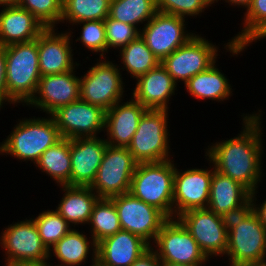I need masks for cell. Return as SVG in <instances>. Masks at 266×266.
Returning a JSON list of instances; mask_svg holds the SVG:
<instances>
[{"mask_svg": "<svg viewBox=\"0 0 266 266\" xmlns=\"http://www.w3.org/2000/svg\"><path fill=\"white\" fill-rule=\"evenodd\" d=\"M244 28L225 46L233 56L239 54L266 28V0H253L246 10Z\"/></svg>", "mask_w": 266, "mask_h": 266, "instance_id": "obj_28", "label": "cell"}, {"mask_svg": "<svg viewBox=\"0 0 266 266\" xmlns=\"http://www.w3.org/2000/svg\"><path fill=\"white\" fill-rule=\"evenodd\" d=\"M46 28L37 37L39 71L41 76L61 74L75 69L70 45L71 32L55 33ZM74 66V67H73Z\"/></svg>", "mask_w": 266, "mask_h": 266, "instance_id": "obj_19", "label": "cell"}, {"mask_svg": "<svg viewBox=\"0 0 266 266\" xmlns=\"http://www.w3.org/2000/svg\"><path fill=\"white\" fill-rule=\"evenodd\" d=\"M155 252L161 262L202 266L208 258L183 224L169 218L158 232Z\"/></svg>", "mask_w": 266, "mask_h": 266, "instance_id": "obj_10", "label": "cell"}, {"mask_svg": "<svg viewBox=\"0 0 266 266\" xmlns=\"http://www.w3.org/2000/svg\"><path fill=\"white\" fill-rule=\"evenodd\" d=\"M118 213L122 230L140 236L150 245L162 225L169 219L158 208L135 198L130 192L110 198Z\"/></svg>", "mask_w": 266, "mask_h": 266, "instance_id": "obj_11", "label": "cell"}, {"mask_svg": "<svg viewBox=\"0 0 266 266\" xmlns=\"http://www.w3.org/2000/svg\"><path fill=\"white\" fill-rule=\"evenodd\" d=\"M46 27L20 6H6L0 12V46L35 40Z\"/></svg>", "mask_w": 266, "mask_h": 266, "instance_id": "obj_24", "label": "cell"}, {"mask_svg": "<svg viewBox=\"0 0 266 266\" xmlns=\"http://www.w3.org/2000/svg\"><path fill=\"white\" fill-rule=\"evenodd\" d=\"M185 18L157 11L140 31L141 38L153 54L162 61L195 33H185Z\"/></svg>", "mask_w": 266, "mask_h": 266, "instance_id": "obj_15", "label": "cell"}, {"mask_svg": "<svg viewBox=\"0 0 266 266\" xmlns=\"http://www.w3.org/2000/svg\"><path fill=\"white\" fill-rule=\"evenodd\" d=\"M104 25L107 52L110 47L121 49L140 36V30L136 26L114 20L109 16L104 20Z\"/></svg>", "mask_w": 266, "mask_h": 266, "instance_id": "obj_36", "label": "cell"}, {"mask_svg": "<svg viewBox=\"0 0 266 266\" xmlns=\"http://www.w3.org/2000/svg\"><path fill=\"white\" fill-rule=\"evenodd\" d=\"M45 266H52V265H50V264L47 262ZM56 266H64V265H56Z\"/></svg>", "mask_w": 266, "mask_h": 266, "instance_id": "obj_49", "label": "cell"}, {"mask_svg": "<svg viewBox=\"0 0 266 266\" xmlns=\"http://www.w3.org/2000/svg\"><path fill=\"white\" fill-rule=\"evenodd\" d=\"M211 4H213L214 2H216V0H208Z\"/></svg>", "mask_w": 266, "mask_h": 266, "instance_id": "obj_50", "label": "cell"}, {"mask_svg": "<svg viewBox=\"0 0 266 266\" xmlns=\"http://www.w3.org/2000/svg\"><path fill=\"white\" fill-rule=\"evenodd\" d=\"M157 12L156 0H111L109 17L133 26L148 22Z\"/></svg>", "mask_w": 266, "mask_h": 266, "instance_id": "obj_32", "label": "cell"}, {"mask_svg": "<svg viewBox=\"0 0 266 266\" xmlns=\"http://www.w3.org/2000/svg\"><path fill=\"white\" fill-rule=\"evenodd\" d=\"M83 24L82 33L76 40L95 53L100 52V57L107 53L106 34L104 20H89L80 22Z\"/></svg>", "mask_w": 266, "mask_h": 266, "instance_id": "obj_37", "label": "cell"}, {"mask_svg": "<svg viewBox=\"0 0 266 266\" xmlns=\"http://www.w3.org/2000/svg\"><path fill=\"white\" fill-rule=\"evenodd\" d=\"M65 192L56 211L70 224H87L90 221L98 195L90 186L62 185Z\"/></svg>", "mask_w": 266, "mask_h": 266, "instance_id": "obj_25", "label": "cell"}, {"mask_svg": "<svg viewBox=\"0 0 266 266\" xmlns=\"http://www.w3.org/2000/svg\"><path fill=\"white\" fill-rule=\"evenodd\" d=\"M187 92L199 99L223 101L231 95L230 84L215 63L185 83Z\"/></svg>", "mask_w": 266, "mask_h": 266, "instance_id": "obj_26", "label": "cell"}, {"mask_svg": "<svg viewBox=\"0 0 266 266\" xmlns=\"http://www.w3.org/2000/svg\"><path fill=\"white\" fill-rule=\"evenodd\" d=\"M85 236L86 235L78 232L76 229H71L52 247V250L49 251H53L52 253H54V256L60 260V263H62L61 265H81V263H85L91 247L94 254H96L97 247L93 240L92 242H89Z\"/></svg>", "mask_w": 266, "mask_h": 266, "instance_id": "obj_29", "label": "cell"}, {"mask_svg": "<svg viewBox=\"0 0 266 266\" xmlns=\"http://www.w3.org/2000/svg\"><path fill=\"white\" fill-rule=\"evenodd\" d=\"M20 0H0V6H17Z\"/></svg>", "mask_w": 266, "mask_h": 266, "instance_id": "obj_43", "label": "cell"}, {"mask_svg": "<svg viewBox=\"0 0 266 266\" xmlns=\"http://www.w3.org/2000/svg\"><path fill=\"white\" fill-rule=\"evenodd\" d=\"M174 173L175 165L171 159L138 163L129 192L135 198L158 208L168 218H174Z\"/></svg>", "mask_w": 266, "mask_h": 266, "instance_id": "obj_4", "label": "cell"}, {"mask_svg": "<svg viewBox=\"0 0 266 266\" xmlns=\"http://www.w3.org/2000/svg\"><path fill=\"white\" fill-rule=\"evenodd\" d=\"M96 246V260L105 266H130L151 247L140 236L122 229Z\"/></svg>", "mask_w": 266, "mask_h": 266, "instance_id": "obj_21", "label": "cell"}, {"mask_svg": "<svg viewBox=\"0 0 266 266\" xmlns=\"http://www.w3.org/2000/svg\"><path fill=\"white\" fill-rule=\"evenodd\" d=\"M243 266H266V261L263 262H256V263H250Z\"/></svg>", "mask_w": 266, "mask_h": 266, "instance_id": "obj_46", "label": "cell"}, {"mask_svg": "<svg viewBox=\"0 0 266 266\" xmlns=\"http://www.w3.org/2000/svg\"><path fill=\"white\" fill-rule=\"evenodd\" d=\"M88 224H91V239L96 244L121 230L114 202L108 198H99L94 204Z\"/></svg>", "mask_w": 266, "mask_h": 266, "instance_id": "obj_31", "label": "cell"}, {"mask_svg": "<svg viewBox=\"0 0 266 266\" xmlns=\"http://www.w3.org/2000/svg\"><path fill=\"white\" fill-rule=\"evenodd\" d=\"M261 115L246 114L243 131L239 136L214 143L205 156L214 164V169L224 176L239 182L250 192L256 191L262 176Z\"/></svg>", "mask_w": 266, "mask_h": 266, "instance_id": "obj_1", "label": "cell"}, {"mask_svg": "<svg viewBox=\"0 0 266 266\" xmlns=\"http://www.w3.org/2000/svg\"><path fill=\"white\" fill-rule=\"evenodd\" d=\"M33 220L48 250L71 230L69 223L56 210L44 211Z\"/></svg>", "mask_w": 266, "mask_h": 266, "instance_id": "obj_34", "label": "cell"}, {"mask_svg": "<svg viewBox=\"0 0 266 266\" xmlns=\"http://www.w3.org/2000/svg\"><path fill=\"white\" fill-rule=\"evenodd\" d=\"M177 219L195 239L200 249L209 256L225 255L228 246L227 218L208 208L192 209Z\"/></svg>", "mask_w": 266, "mask_h": 266, "instance_id": "obj_9", "label": "cell"}, {"mask_svg": "<svg viewBox=\"0 0 266 266\" xmlns=\"http://www.w3.org/2000/svg\"><path fill=\"white\" fill-rule=\"evenodd\" d=\"M5 266H38L34 264H13V263H6Z\"/></svg>", "mask_w": 266, "mask_h": 266, "instance_id": "obj_48", "label": "cell"}, {"mask_svg": "<svg viewBox=\"0 0 266 266\" xmlns=\"http://www.w3.org/2000/svg\"><path fill=\"white\" fill-rule=\"evenodd\" d=\"M92 257H93L92 258L93 263L91 264L92 266H105V265H103L102 263H100L99 261L96 260V254H93Z\"/></svg>", "mask_w": 266, "mask_h": 266, "instance_id": "obj_44", "label": "cell"}, {"mask_svg": "<svg viewBox=\"0 0 266 266\" xmlns=\"http://www.w3.org/2000/svg\"><path fill=\"white\" fill-rule=\"evenodd\" d=\"M161 266H190V265L161 262Z\"/></svg>", "mask_w": 266, "mask_h": 266, "instance_id": "obj_47", "label": "cell"}, {"mask_svg": "<svg viewBox=\"0 0 266 266\" xmlns=\"http://www.w3.org/2000/svg\"><path fill=\"white\" fill-rule=\"evenodd\" d=\"M219 0H216V2ZM226 2L230 3L231 5H238V6H245V8H249L253 0H225Z\"/></svg>", "mask_w": 266, "mask_h": 266, "instance_id": "obj_42", "label": "cell"}, {"mask_svg": "<svg viewBox=\"0 0 266 266\" xmlns=\"http://www.w3.org/2000/svg\"><path fill=\"white\" fill-rule=\"evenodd\" d=\"M63 0H20L18 6L32 13L46 28L61 22Z\"/></svg>", "mask_w": 266, "mask_h": 266, "instance_id": "obj_35", "label": "cell"}, {"mask_svg": "<svg viewBox=\"0 0 266 266\" xmlns=\"http://www.w3.org/2000/svg\"><path fill=\"white\" fill-rule=\"evenodd\" d=\"M217 49V46L205 38L194 35L160 63L176 83L182 80L185 84L190 78L216 63Z\"/></svg>", "mask_w": 266, "mask_h": 266, "instance_id": "obj_13", "label": "cell"}, {"mask_svg": "<svg viewBox=\"0 0 266 266\" xmlns=\"http://www.w3.org/2000/svg\"><path fill=\"white\" fill-rule=\"evenodd\" d=\"M73 71L41 76L35 96L26 105H34L51 115L59 107L79 100L80 78Z\"/></svg>", "mask_w": 266, "mask_h": 266, "instance_id": "obj_17", "label": "cell"}, {"mask_svg": "<svg viewBox=\"0 0 266 266\" xmlns=\"http://www.w3.org/2000/svg\"><path fill=\"white\" fill-rule=\"evenodd\" d=\"M138 162L127 147L107 145L95 181L90 188L99 198L128 193Z\"/></svg>", "mask_w": 266, "mask_h": 266, "instance_id": "obj_7", "label": "cell"}, {"mask_svg": "<svg viewBox=\"0 0 266 266\" xmlns=\"http://www.w3.org/2000/svg\"><path fill=\"white\" fill-rule=\"evenodd\" d=\"M6 90L14 102L28 103L35 96L41 74L37 38L33 41L5 46Z\"/></svg>", "mask_w": 266, "mask_h": 266, "instance_id": "obj_3", "label": "cell"}, {"mask_svg": "<svg viewBox=\"0 0 266 266\" xmlns=\"http://www.w3.org/2000/svg\"><path fill=\"white\" fill-rule=\"evenodd\" d=\"M168 110L147 109L139 120L129 146L138 163L170 160Z\"/></svg>", "mask_w": 266, "mask_h": 266, "instance_id": "obj_6", "label": "cell"}, {"mask_svg": "<svg viewBox=\"0 0 266 266\" xmlns=\"http://www.w3.org/2000/svg\"><path fill=\"white\" fill-rule=\"evenodd\" d=\"M120 68L110 61H99L80 78V99L107 111L122 100L124 87Z\"/></svg>", "mask_w": 266, "mask_h": 266, "instance_id": "obj_12", "label": "cell"}, {"mask_svg": "<svg viewBox=\"0 0 266 266\" xmlns=\"http://www.w3.org/2000/svg\"><path fill=\"white\" fill-rule=\"evenodd\" d=\"M227 225L230 266L266 261V229L251 207L227 218Z\"/></svg>", "mask_w": 266, "mask_h": 266, "instance_id": "obj_2", "label": "cell"}, {"mask_svg": "<svg viewBox=\"0 0 266 266\" xmlns=\"http://www.w3.org/2000/svg\"><path fill=\"white\" fill-rule=\"evenodd\" d=\"M256 191L251 192L250 194V207L251 209L257 214L260 222L263 224V226L266 229V199L264 200V202L261 204V206L259 207L258 205H256V203L254 204V200H256ZM258 206V207H256Z\"/></svg>", "mask_w": 266, "mask_h": 266, "instance_id": "obj_41", "label": "cell"}, {"mask_svg": "<svg viewBox=\"0 0 266 266\" xmlns=\"http://www.w3.org/2000/svg\"><path fill=\"white\" fill-rule=\"evenodd\" d=\"M250 194L242 184L224 176L213 167L207 206L212 212L226 218L242 213L250 207Z\"/></svg>", "mask_w": 266, "mask_h": 266, "instance_id": "obj_20", "label": "cell"}, {"mask_svg": "<svg viewBox=\"0 0 266 266\" xmlns=\"http://www.w3.org/2000/svg\"><path fill=\"white\" fill-rule=\"evenodd\" d=\"M120 55L126 71L136 79L161 62L147 47L141 36L121 48Z\"/></svg>", "mask_w": 266, "mask_h": 266, "instance_id": "obj_30", "label": "cell"}, {"mask_svg": "<svg viewBox=\"0 0 266 266\" xmlns=\"http://www.w3.org/2000/svg\"><path fill=\"white\" fill-rule=\"evenodd\" d=\"M130 266H161V261L158 258L154 248L150 247Z\"/></svg>", "mask_w": 266, "mask_h": 266, "instance_id": "obj_40", "label": "cell"}, {"mask_svg": "<svg viewBox=\"0 0 266 266\" xmlns=\"http://www.w3.org/2000/svg\"><path fill=\"white\" fill-rule=\"evenodd\" d=\"M211 5L208 0H156L157 11L182 18L198 15Z\"/></svg>", "mask_w": 266, "mask_h": 266, "instance_id": "obj_38", "label": "cell"}, {"mask_svg": "<svg viewBox=\"0 0 266 266\" xmlns=\"http://www.w3.org/2000/svg\"><path fill=\"white\" fill-rule=\"evenodd\" d=\"M105 113L101 107L81 99L59 107L52 116L62 138L96 137L105 130Z\"/></svg>", "mask_w": 266, "mask_h": 266, "instance_id": "obj_14", "label": "cell"}, {"mask_svg": "<svg viewBox=\"0 0 266 266\" xmlns=\"http://www.w3.org/2000/svg\"><path fill=\"white\" fill-rule=\"evenodd\" d=\"M36 166L62 185L70 186L71 155L70 139L62 138L58 143L46 149Z\"/></svg>", "mask_w": 266, "mask_h": 266, "instance_id": "obj_27", "label": "cell"}, {"mask_svg": "<svg viewBox=\"0 0 266 266\" xmlns=\"http://www.w3.org/2000/svg\"><path fill=\"white\" fill-rule=\"evenodd\" d=\"M175 167L173 216L192 209L207 208L213 171L208 169H188L184 172Z\"/></svg>", "mask_w": 266, "mask_h": 266, "instance_id": "obj_16", "label": "cell"}, {"mask_svg": "<svg viewBox=\"0 0 266 266\" xmlns=\"http://www.w3.org/2000/svg\"><path fill=\"white\" fill-rule=\"evenodd\" d=\"M15 126L0 144V153L10 154L19 160H31L36 164L46 149L62 139L52 116L20 120Z\"/></svg>", "mask_w": 266, "mask_h": 266, "instance_id": "obj_5", "label": "cell"}, {"mask_svg": "<svg viewBox=\"0 0 266 266\" xmlns=\"http://www.w3.org/2000/svg\"><path fill=\"white\" fill-rule=\"evenodd\" d=\"M4 101L14 104V102L7 96L5 46H0V108L3 107L2 105L5 103Z\"/></svg>", "mask_w": 266, "mask_h": 266, "instance_id": "obj_39", "label": "cell"}, {"mask_svg": "<svg viewBox=\"0 0 266 266\" xmlns=\"http://www.w3.org/2000/svg\"><path fill=\"white\" fill-rule=\"evenodd\" d=\"M111 0H63L61 22L80 24L89 20H105Z\"/></svg>", "mask_w": 266, "mask_h": 266, "instance_id": "obj_33", "label": "cell"}, {"mask_svg": "<svg viewBox=\"0 0 266 266\" xmlns=\"http://www.w3.org/2000/svg\"><path fill=\"white\" fill-rule=\"evenodd\" d=\"M118 101L105 113V130L108 145L114 147H128L135 134L142 115L147 110L137 100ZM110 136V137H109Z\"/></svg>", "mask_w": 266, "mask_h": 266, "instance_id": "obj_22", "label": "cell"}, {"mask_svg": "<svg viewBox=\"0 0 266 266\" xmlns=\"http://www.w3.org/2000/svg\"><path fill=\"white\" fill-rule=\"evenodd\" d=\"M0 241L7 255L6 263L45 266L51 256L32 218L9 225Z\"/></svg>", "mask_w": 266, "mask_h": 266, "instance_id": "obj_8", "label": "cell"}, {"mask_svg": "<svg viewBox=\"0 0 266 266\" xmlns=\"http://www.w3.org/2000/svg\"><path fill=\"white\" fill-rule=\"evenodd\" d=\"M105 139L96 137L70 139V186H91L97 176L104 152Z\"/></svg>", "mask_w": 266, "mask_h": 266, "instance_id": "obj_18", "label": "cell"}, {"mask_svg": "<svg viewBox=\"0 0 266 266\" xmlns=\"http://www.w3.org/2000/svg\"><path fill=\"white\" fill-rule=\"evenodd\" d=\"M263 38H266V28L253 41H257Z\"/></svg>", "mask_w": 266, "mask_h": 266, "instance_id": "obj_45", "label": "cell"}, {"mask_svg": "<svg viewBox=\"0 0 266 266\" xmlns=\"http://www.w3.org/2000/svg\"><path fill=\"white\" fill-rule=\"evenodd\" d=\"M136 80L132 98L146 109L168 110L167 103L175 93L177 83L161 63Z\"/></svg>", "mask_w": 266, "mask_h": 266, "instance_id": "obj_23", "label": "cell"}]
</instances>
